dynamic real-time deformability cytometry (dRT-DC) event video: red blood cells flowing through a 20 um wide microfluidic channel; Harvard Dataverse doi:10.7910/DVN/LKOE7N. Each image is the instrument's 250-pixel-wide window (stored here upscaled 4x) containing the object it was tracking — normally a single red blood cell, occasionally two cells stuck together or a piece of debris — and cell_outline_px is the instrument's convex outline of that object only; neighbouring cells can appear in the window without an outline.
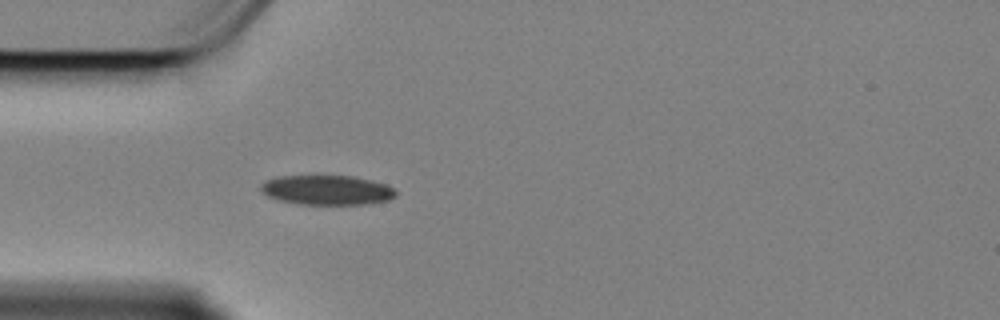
{"species": "Egyptian fruit bat (a non-hibernating species)", "species_latin": "Rousettus aegyptiacus", "temperature_condition": "cold", "stored_images_in_passage": 43, "camera_frame_rate_fps": 3000, "um_per_image_px": 0.085, "animal": {"sex": "female"}, "frame": {"image": 1, "passage_image": 1, "time_ms": 0.0, "image_size_px": [1000, 320], "cell_outline_px": [[396, 196], [388, 200], [364, 204], [300, 204], [280, 200], [268, 196], [260, 188], [260, 184], [268, 180], [280, 176], [356, 176], [388, 184], [396, 192]], "centroid_in_image_um": [27.83, 16.15], "position_along_channel_um": 57.2, "area_um2": 23.18}}
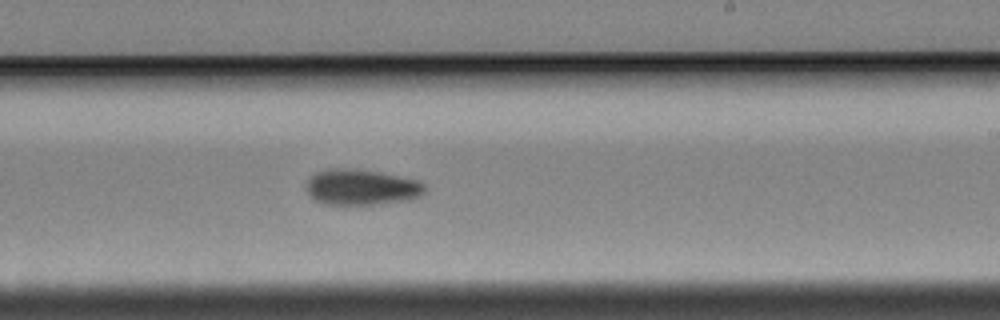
{"frame": {"image": 2, "passage_image": 19, "time_ms": 6.0, "image_size_px": [1000, 320], "cell_outline_px": [[424, 192], [420, 196], [408, 200], [372, 204], [324, 204], [316, 200], [308, 192], [308, 180], [316, 172], [328, 168], [344, 168], [376, 172], [416, 180], [424, 184]], "centroid_in_image_um": [30.71, 15.91], "position_along_channel_um": 258.3, "area_um2": 24.04}}
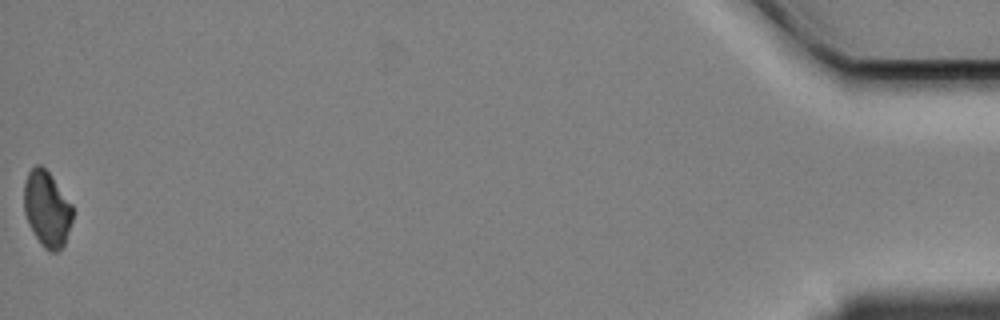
{"frame": {"image": 3, "passage_image": 43, "time_ms": 14.0, "image_size_px": [1000, 320], "cell_outline_px": [[72, 220], [64, 244], [56, 252], [52, 252], [44, 248], [40, 244], [28, 224], [24, 212], [24, 180], [28, 172], [36, 164], [40, 164], [48, 172], [72, 204]], "centroid_in_image_um": [3.96, 17.76], "position_along_channel_um": 431.2, "area_um2": 21.33}}